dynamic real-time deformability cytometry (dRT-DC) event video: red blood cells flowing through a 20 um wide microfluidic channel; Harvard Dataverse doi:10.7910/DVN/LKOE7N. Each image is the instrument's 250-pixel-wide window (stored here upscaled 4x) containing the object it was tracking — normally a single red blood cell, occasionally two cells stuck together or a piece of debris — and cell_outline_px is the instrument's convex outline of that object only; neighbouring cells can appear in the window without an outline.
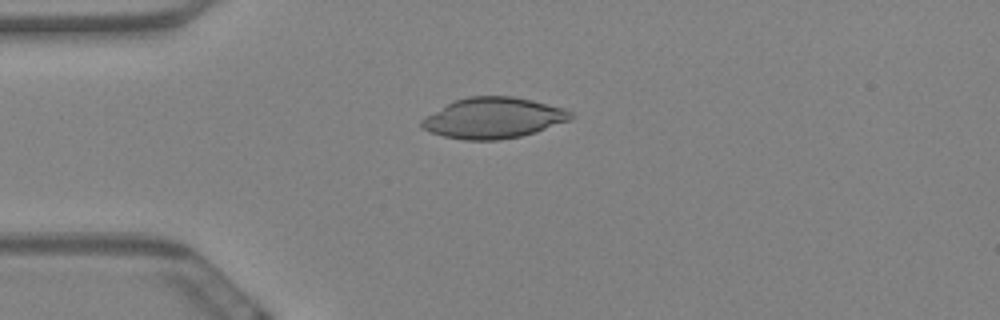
{"species": "Egyptian fruit bat (a non-hibernating species)", "species_latin": "Rousettus aegyptiacus", "temperature_condition": "warm", "stored_images_in_passage": 49, "camera_frame_rate_fps": 3000, "um_per_image_px": 0.085, "animal": {"sex": "female"}, "frame": {"image": 1, "passage_image": 5, "time_ms": 1.333, "image_size_px": [1000, 320], "cell_outline_px": [[576, 116], [572, 120], [536, 132], [520, 136], [496, 140], [464, 140], [444, 136], [420, 128], [420, 120], [424, 116], [452, 100], [468, 96], [512, 96], [532, 100], [564, 108], [572, 112]], "centroid_in_image_um": [41.93, 10.02], "position_along_channel_um": 43.1, "area_um2": 35.84}}
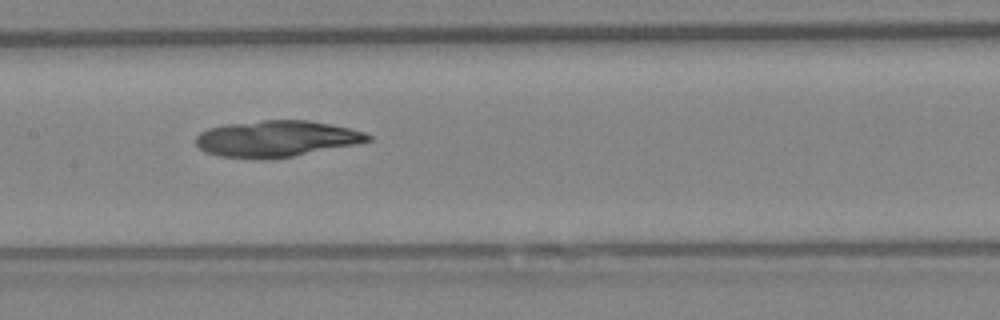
{"frame": {"image": 2, "passage_image": 19, "time_ms": 6.0, "image_size_px": [1000, 320], "cell_outline_px": [[372, 140], [356, 144], [292, 156], [264, 160], [220, 156], [208, 152], [200, 148], [196, 144], [196, 136], [200, 132], [208, 128], [224, 124], [264, 120], [308, 120], [332, 124], [364, 132], [372, 136]], "centroid_in_image_um": [23.48, 11.79], "position_along_channel_um": 183.9, "area_um2": 36.36}}
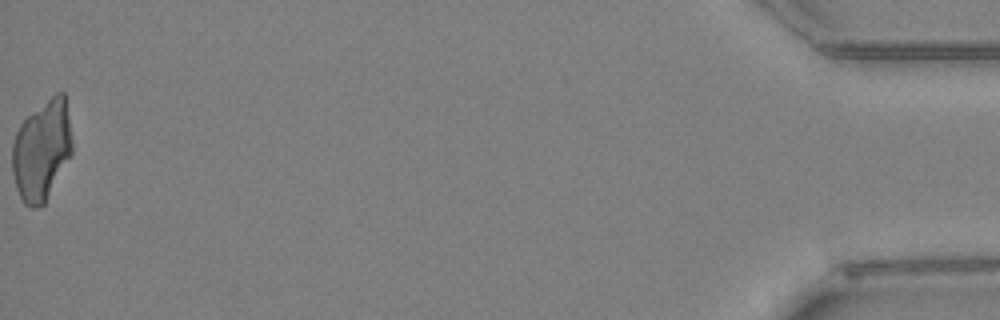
{"frame": {"image": 3, "passage_image": 49, "time_ms": 16.0, "image_size_px": [1000, 320], "cell_outline_px": [[72, 152], [44, 204], [32, 208], [24, 204], [16, 188], [12, 172], [12, 144], [16, 132], [20, 124], [32, 112], [56, 92], [64, 92], [68, 116], [72, 144]], "centroid_in_image_um": [3.53, 12.78], "position_along_channel_um": 431.7, "area_um2": 34.62}}